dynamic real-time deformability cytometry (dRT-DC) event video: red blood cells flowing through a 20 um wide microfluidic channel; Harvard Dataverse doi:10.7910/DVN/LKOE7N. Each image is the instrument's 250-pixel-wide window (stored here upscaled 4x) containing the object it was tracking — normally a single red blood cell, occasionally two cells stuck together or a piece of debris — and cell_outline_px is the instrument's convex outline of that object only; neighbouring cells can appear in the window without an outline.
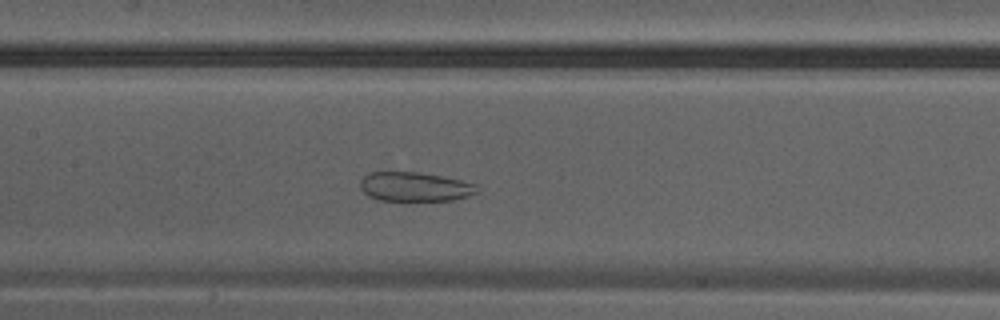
{"species": "Egyptian fruit bat (a non-hibernating species)", "species_latin": "Rousettus aegyptiacus", "temperature_condition": "warm", "stored_images_in_passage": 14, "camera_frame_rate_fps": 3000, "um_per_image_px": 0.085, "animal": {"sex": "male"}, "frame": {"image": 1, "passage_image": 8, "time_ms": 2.333, "image_size_px": [1000, 320], "cell_outline_px": [[476, 192], [468, 196], [452, 200], [404, 204], [380, 200], [368, 196], [360, 188], [360, 180], [368, 172], [416, 172], [440, 176], [460, 180], [476, 184]], "centroid_in_image_um": [35.2, 15.93], "position_along_channel_um": 172.2, "area_um2": 20.69}}
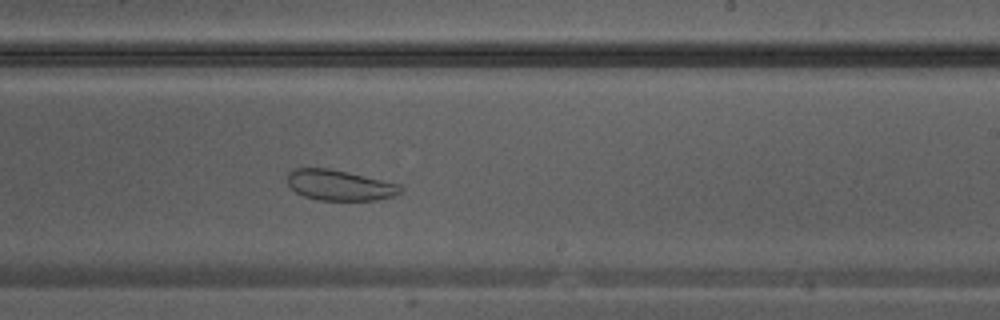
{"frame": {"image": 2, "passage_image": 12, "time_ms": 3.667, "image_size_px": [1000, 320], "cell_outline_px": [[404, 188], [400, 192], [392, 196], [376, 200], [320, 200], [304, 196], [296, 192], [288, 184], [288, 172], [296, 168], [328, 168], [348, 172], [400, 184]], "centroid_in_image_um": [28.87, 15.74], "position_along_channel_um": 260.1, "area_um2": 20.0}}